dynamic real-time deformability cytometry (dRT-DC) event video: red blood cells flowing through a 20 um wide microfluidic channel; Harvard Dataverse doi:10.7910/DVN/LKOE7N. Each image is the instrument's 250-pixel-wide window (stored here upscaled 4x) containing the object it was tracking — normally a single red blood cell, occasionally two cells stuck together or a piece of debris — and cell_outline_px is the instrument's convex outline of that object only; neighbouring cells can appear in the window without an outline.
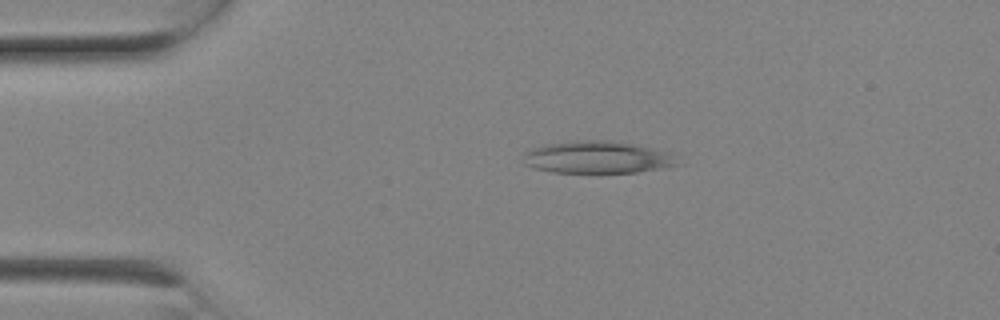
{"species": "Egyptian fruit bat (a non-hibernating species)", "species_latin": "Rousettus aegyptiacus", "temperature_condition": "room temperature", "stored_images_in_passage": 7, "camera_frame_rate_fps": 3000, "um_per_image_px": 0.085, "animal": {"sex": "female"}, "frame": {"image": 1, "passage_image": 4, "time_ms": 1.0, "image_size_px": [1000, 320], "cell_outline_px": [[684, 164], [664, 168], [640, 172], [596, 176], [552, 172], [536, 168], [524, 164], [524, 152], [528, 148], [544, 144], [576, 140], [608, 140], [632, 144], [672, 152]], "centroid_in_image_um": [50.83, 13.42], "position_along_channel_um": 34.2, "area_um2": 30.63}}
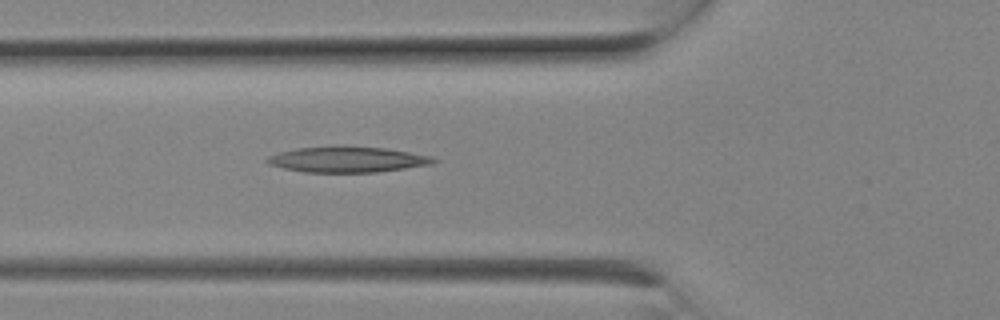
{"frame": {"image": 2, "passage_image": 7, "time_ms": 2.0, "image_size_px": [1000, 320], "cell_outline_px": [[440, 160], [432, 164], [376, 172], [304, 172], [284, 168], [268, 164], [264, 160], [268, 156], [280, 152], [296, 148], [340, 144], [344, 144], [384, 148], [432, 156]], "centroid_in_image_um": [29.51, 13.53], "position_along_channel_um": 96.3, "area_um2": 25.37}}